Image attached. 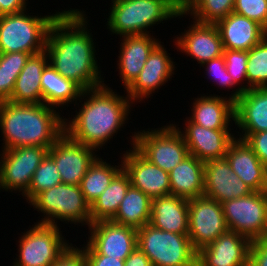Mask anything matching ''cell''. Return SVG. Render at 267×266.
Returning a JSON list of instances; mask_svg holds the SVG:
<instances>
[{
    "mask_svg": "<svg viewBox=\"0 0 267 266\" xmlns=\"http://www.w3.org/2000/svg\"><path fill=\"white\" fill-rule=\"evenodd\" d=\"M86 16L81 9L60 12L50 25L45 45L49 64L83 91L105 84Z\"/></svg>",
    "mask_w": 267,
    "mask_h": 266,
    "instance_id": "6da1fadb",
    "label": "cell"
},
{
    "mask_svg": "<svg viewBox=\"0 0 267 266\" xmlns=\"http://www.w3.org/2000/svg\"><path fill=\"white\" fill-rule=\"evenodd\" d=\"M125 96L118 95L106 84L82 91L86 101L72 120L65 117V133L72 140L99 151L128 123L134 103Z\"/></svg>",
    "mask_w": 267,
    "mask_h": 266,
    "instance_id": "7a4b0ae2",
    "label": "cell"
},
{
    "mask_svg": "<svg viewBox=\"0 0 267 266\" xmlns=\"http://www.w3.org/2000/svg\"><path fill=\"white\" fill-rule=\"evenodd\" d=\"M55 107L40 104L0 102L2 150L38 146L48 150L65 133L64 120Z\"/></svg>",
    "mask_w": 267,
    "mask_h": 266,
    "instance_id": "3957f363",
    "label": "cell"
},
{
    "mask_svg": "<svg viewBox=\"0 0 267 266\" xmlns=\"http://www.w3.org/2000/svg\"><path fill=\"white\" fill-rule=\"evenodd\" d=\"M111 1L106 25L111 34L120 37L150 34L147 30L151 26L185 15L174 0Z\"/></svg>",
    "mask_w": 267,
    "mask_h": 266,
    "instance_id": "277c9868",
    "label": "cell"
},
{
    "mask_svg": "<svg viewBox=\"0 0 267 266\" xmlns=\"http://www.w3.org/2000/svg\"><path fill=\"white\" fill-rule=\"evenodd\" d=\"M27 12L0 16V53L34 55L45 50L50 25L60 12L44 16H32Z\"/></svg>",
    "mask_w": 267,
    "mask_h": 266,
    "instance_id": "5b68a950",
    "label": "cell"
},
{
    "mask_svg": "<svg viewBox=\"0 0 267 266\" xmlns=\"http://www.w3.org/2000/svg\"><path fill=\"white\" fill-rule=\"evenodd\" d=\"M29 204L44 214L36 223L58 225L60 220L88 227L91 224L90 204L85 200L80 185L62 183L53 186L39 193Z\"/></svg>",
    "mask_w": 267,
    "mask_h": 266,
    "instance_id": "8992f818",
    "label": "cell"
},
{
    "mask_svg": "<svg viewBox=\"0 0 267 266\" xmlns=\"http://www.w3.org/2000/svg\"><path fill=\"white\" fill-rule=\"evenodd\" d=\"M137 247L153 266H197V251L188 234L162 231L147 223L137 230Z\"/></svg>",
    "mask_w": 267,
    "mask_h": 266,
    "instance_id": "52a82bcc",
    "label": "cell"
},
{
    "mask_svg": "<svg viewBox=\"0 0 267 266\" xmlns=\"http://www.w3.org/2000/svg\"><path fill=\"white\" fill-rule=\"evenodd\" d=\"M131 145L149 162L170 172L189 155L185 140L171 123L157 129L134 132Z\"/></svg>",
    "mask_w": 267,
    "mask_h": 266,
    "instance_id": "ba28073f",
    "label": "cell"
},
{
    "mask_svg": "<svg viewBox=\"0 0 267 266\" xmlns=\"http://www.w3.org/2000/svg\"><path fill=\"white\" fill-rule=\"evenodd\" d=\"M34 224L19 237V254L12 266H52L71 244L64 239L59 225Z\"/></svg>",
    "mask_w": 267,
    "mask_h": 266,
    "instance_id": "9c48e42d",
    "label": "cell"
},
{
    "mask_svg": "<svg viewBox=\"0 0 267 266\" xmlns=\"http://www.w3.org/2000/svg\"><path fill=\"white\" fill-rule=\"evenodd\" d=\"M223 214L229 230L251 242L267 239V197L261 191L224 201Z\"/></svg>",
    "mask_w": 267,
    "mask_h": 266,
    "instance_id": "30bf717a",
    "label": "cell"
},
{
    "mask_svg": "<svg viewBox=\"0 0 267 266\" xmlns=\"http://www.w3.org/2000/svg\"><path fill=\"white\" fill-rule=\"evenodd\" d=\"M0 152V190L19 191L23 195L29 188L35 170L48 154V149L23 146Z\"/></svg>",
    "mask_w": 267,
    "mask_h": 266,
    "instance_id": "8fae6325",
    "label": "cell"
},
{
    "mask_svg": "<svg viewBox=\"0 0 267 266\" xmlns=\"http://www.w3.org/2000/svg\"><path fill=\"white\" fill-rule=\"evenodd\" d=\"M227 230L221 203L205 196L188 200V236L197 252Z\"/></svg>",
    "mask_w": 267,
    "mask_h": 266,
    "instance_id": "7c38bea8",
    "label": "cell"
},
{
    "mask_svg": "<svg viewBox=\"0 0 267 266\" xmlns=\"http://www.w3.org/2000/svg\"><path fill=\"white\" fill-rule=\"evenodd\" d=\"M88 240L82 247L85 254H101L125 260L137 247V230L112 221L89 225Z\"/></svg>",
    "mask_w": 267,
    "mask_h": 266,
    "instance_id": "4fadbf2b",
    "label": "cell"
},
{
    "mask_svg": "<svg viewBox=\"0 0 267 266\" xmlns=\"http://www.w3.org/2000/svg\"><path fill=\"white\" fill-rule=\"evenodd\" d=\"M96 150L72 140L64 133L48 150L54 160L62 183L80 185L89 166L97 158Z\"/></svg>",
    "mask_w": 267,
    "mask_h": 266,
    "instance_id": "5bb4252c",
    "label": "cell"
},
{
    "mask_svg": "<svg viewBox=\"0 0 267 266\" xmlns=\"http://www.w3.org/2000/svg\"><path fill=\"white\" fill-rule=\"evenodd\" d=\"M167 52L160 42L148 56L139 76L125 90L133 103L151 97L155 90H160L172 78L177 64H174Z\"/></svg>",
    "mask_w": 267,
    "mask_h": 266,
    "instance_id": "9a60e30c",
    "label": "cell"
},
{
    "mask_svg": "<svg viewBox=\"0 0 267 266\" xmlns=\"http://www.w3.org/2000/svg\"><path fill=\"white\" fill-rule=\"evenodd\" d=\"M184 131L173 124L182 134L189 154L202 162L225 158L230 143L236 138L231 129H209L185 118ZM231 132V133H230Z\"/></svg>",
    "mask_w": 267,
    "mask_h": 266,
    "instance_id": "2e32d148",
    "label": "cell"
},
{
    "mask_svg": "<svg viewBox=\"0 0 267 266\" xmlns=\"http://www.w3.org/2000/svg\"><path fill=\"white\" fill-rule=\"evenodd\" d=\"M131 149L124 151L120 158L131 185L151 199L170 195L169 172L149 162L133 146Z\"/></svg>",
    "mask_w": 267,
    "mask_h": 266,
    "instance_id": "e0dca14e",
    "label": "cell"
},
{
    "mask_svg": "<svg viewBox=\"0 0 267 266\" xmlns=\"http://www.w3.org/2000/svg\"><path fill=\"white\" fill-rule=\"evenodd\" d=\"M251 241L232 230L197 252V266H249Z\"/></svg>",
    "mask_w": 267,
    "mask_h": 266,
    "instance_id": "ac0fdd59",
    "label": "cell"
},
{
    "mask_svg": "<svg viewBox=\"0 0 267 266\" xmlns=\"http://www.w3.org/2000/svg\"><path fill=\"white\" fill-rule=\"evenodd\" d=\"M192 23L187 27L189 29L174 39L176 49L197 60L200 66L223 55V43L216 24H205L195 20Z\"/></svg>",
    "mask_w": 267,
    "mask_h": 266,
    "instance_id": "d6986e66",
    "label": "cell"
},
{
    "mask_svg": "<svg viewBox=\"0 0 267 266\" xmlns=\"http://www.w3.org/2000/svg\"><path fill=\"white\" fill-rule=\"evenodd\" d=\"M252 190L231 169L226 158L204 163V196L223 203L249 195Z\"/></svg>",
    "mask_w": 267,
    "mask_h": 266,
    "instance_id": "ffe728a7",
    "label": "cell"
},
{
    "mask_svg": "<svg viewBox=\"0 0 267 266\" xmlns=\"http://www.w3.org/2000/svg\"><path fill=\"white\" fill-rule=\"evenodd\" d=\"M117 66L126 90L139 76L148 56L160 43L153 35L122 36Z\"/></svg>",
    "mask_w": 267,
    "mask_h": 266,
    "instance_id": "44dd1931",
    "label": "cell"
},
{
    "mask_svg": "<svg viewBox=\"0 0 267 266\" xmlns=\"http://www.w3.org/2000/svg\"><path fill=\"white\" fill-rule=\"evenodd\" d=\"M216 26L224 50L249 51L267 36V30L259 23L234 12Z\"/></svg>",
    "mask_w": 267,
    "mask_h": 266,
    "instance_id": "7402d4cb",
    "label": "cell"
},
{
    "mask_svg": "<svg viewBox=\"0 0 267 266\" xmlns=\"http://www.w3.org/2000/svg\"><path fill=\"white\" fill-rule=\"evenodd\" d=\"M235 125L240 134L267 131V88H251L235 101Z\"/></svg>",
    "mask_w": 267,
    "mask_h": 266,
    "instance_id": "603a6c76",
    "label": "cell"
},
{
    "mask_svg": "<svg viewBox=\"0 0 267 266\" xmlns=\"http://www.w3.org/2000/svg\"><path fill=\"white\" fill-rule=\"evenodd\" d=\"M203 95L194 99L192 114L188 118L204 128L231 129L230 123L235 122V102L226 96Z\"/></svg>",
    "mask_w": 267,
    "mask_h": 266,
    "instance_id": "cb8c5ba5",
    "label": "cell"
},
{
    "mask_svg": "<svg viewBox=\"0 0 267 266\" xmlns=\"http://www.w3.org/2000/svg\"><path fill=\"white\" fill-rule=\"evenodd\" d=\"M149 224L176 234H188V200L175 195L152 198Z\"/></svg>",
    "mask_w": 267,
    "mask_h": 266,
    "instance_id": "d4e9b609",
    "label": "cell"
},
{
    "mask_svg": "<svg viewBox=\"0 0 267 266\" xmlns=\"http://www.w3.org/2000/svg\"><path fill=\"white\" fill-rule=\"evenodd\" d=\"M231 169L252 190L262 191L265 165L245 140L235 138L225 155Z\"/></svg>",
    "mask_w": 267,
    "mask_h": 266,
    "instance_id": "484cf974",
    "label": "cell"
},
{
    "mask_svg": "<svg viewBox=\"0 0 267 266\" xmlns=\"http://www.w3.org/2000/svg\"><path fill=\"white\" fill-rule=\"evenodd\" d=\"M49 64L47 52L30 55L22 71L18 75L8 101L18 104L42 103L41 76Z\"/></svg>",
    "mask_w": 267,
    "mask_h": 266,
    "instance_id": "4316f807",
    "label": "cell"
},
{
    "mask_svg": "<svg viewBox=\"0 0 267 266\" xmlns=\"http://www.w3.org/2000/svg\"><path fill=\"white\" fill-rule=\"evenodd\" d=\"M170 195L187 200L204 196V162L189 154L169 172Z\"/></svg>",
    "mask_w": 267,
    "mask_h": 266,
    "instance_id": "83f0119b",
    "label": "cell"
},
{
    "mask_svg": "<svg viewBox=\"0 0 267 266\" xmlns=\"http://www.w3.org/2000/svg\"><path fill=\"white\" fill-rule=\"evenodd\" d=\"M42 103L55 107L64 108L67 104L75 102L74 106L82 100V89L73 81L64 78L50 64L42 72L41 76ZM81 99V100H80Z\"/></svg>",
    "mask_w": 267,
    "mask_h": 266,
    "instance_id": "f1b7e54d",
    "label": "cell"
},
{
    "mask_svg": "<svg viewBox=\"0 0 267 266\" xmlns=\"http://www.w3.org/2000/svg\"><path fill=\"white\" fill-rule=\"evenodd\" d=\"M151 200L148 195L130 185L116 215L110 221L140 229L150 221Z\"/></svg>",
    "mask_w": 267,
    "mask_h": 266,
    "instance_id": "f546056e",
    "label": "cell"
},
{
    "mask_svg": "<svg viewBox=\"0 0 267 266\" xmlns=\"http://www.w3.org/2000/svg\"><path fill=\"white\" fill-rule=\"evenodd\" d=\"M130 185V177L123 169L90 205L91 224L98 221H110L116 215Z\"/></svg>",
    "mask_w": 267,
    "mask_h": 266,
    "instance_id": "4dcf8cb0",
    "label": "cell"
},
{
    "mask_svg": "<svg viewBox=\"0 0 267 266\" xmlns=\"http://www.w3.org/2000/svg\"><path fill=\"white\" fill-rule=\"evenodd\" d=\"M98 156L89 166L85 176L80 183L81 191L85 200L91 205L104 190L110 185L112 180L123 170V163L112 165Z\"/></svg>",
    "mask_w": 267,
    "mask_h": 266,
    "instance_id": "1f68e13d",
    "label": "cell"
},
{
    "mask_svg": "<svg viewBox=\"0 0 267 266\" xmlns=\"http://www.w3.org/2000/svg\"><path fill=\"white\" fill-rule=\"evenodd\" d=\"M235 0H191L182 10L193 20L217 24L233 12Z\"/></svg>",
    "mask_w": 267,
    "mask_h": 266,
    "instance_id": "d6a6232c",
    "label": "cell"
},
{
    "mask_svg": "<svg viewBox=\"0 0 267 266\" xmlns=\"http://www.w3.org/2000/svg\"><path fill=\"white\" fill-rule=\"evenodd\" d=\"M29 57L23 52L0 53V102L11 98L15 81Z\"/></svg>",
    "mask_w": 267,
    "mask_h": 266,
    "instance_id": "836d02e7",
    "label": "cell"
},
{
    "mask_svg": "<svg viewBox=\"0 0 267 266\" xmlns=\"http://www.w3.org/2000/svg\"><path fill=\"white\" fill-rule=\"evenodd\" d=\"M62 184L54 160L47 154L35 170L28 190L22 195L30 203L39 193Z\"/></svg>",
    "mask_w": 267,
    "mask_h": 266,
    "instance_id": "e575fe53",
    "label": "cell"
},
{
    "mask_svg": "<svg viewBox=\"0 0 267 266\" xmlns=\"http://www.w3.org/2000/svg\"><path fill=\"white\" fill-rule=\"evenodd\" d=\"M246 73L252 88H267V36L248 51Z\"/></svg>",
    "mask_w": 267,
    "mask_h": 266,
    "instance_id": "d590c367",
    "label": "cell"
},
{
    "mask_svg": "<svg viewBox=\"0 0 267 266\" xmlns=\"http://www.w3.org/2000/svg\"><path fill=\"white\" fill-rule=\"evenodd\" d=\"M223 56L225 59L228 74L231 75L234 84L236 86L239 85V87L236 90L231 91L233 93L228 96L235 102L243 92L249 91L252 88L247 83L246 67L248 60V51L224 50ZM244 81H246L245 83L247 85H243L245 84Z\"/></svg>",
    "mask_w": 267,
    "mask_h": 266,
    "instance_id": "8d00e7d4",
    "label": "cell"
},
{
    "mask_svg": "<svg viewBox=\"0 0 267 266\" xmlns=\"http://www.w3.org/2000/svg\"><path fill=\"white\" fill-rule=\"evenodd\" d=\"M233 12L256 21L267 30V0H235Z\"/></svg>",
    "mask_w": 267,
    "mask_h": 266,
    "instance_id": "74e56055",
    "label": "cell"
},
{
    "mask_svg": "<svg viewBox=\"0 0 267 266\" xmlns=\"http://www.w3.org/2000/svg\"><path fill=\"white\" fill-rule=\"evenodd\" d=\"M204 66L206 67L205 73L209 76L207 78L212 79L213 82L216 80L215 84H218L221 88L224 87V89L235 88L236 85L234 84L231 75L228 74L223 55L201 65L203 68Z\"/></svg>",
    "mask_w": 267,
    "mask_h": 266,
    "instance_id": "f35d334b",
    "label": "cell"
},
{
    "mask_svg": "<svg viewBox=\"0 0 267 266\" xmlns=\"http://www.w3.org/2000/svg\"><path fill=\"white\" fill-rule=\"evenodd\" d=\"M240 139L245 140L252 148L259 160L267 166V131L253 134H240Z\"/></svg>",
    "mask_w": 267,
    "mask_h": 266,
    "instance_id": "ab89813d",
    "label": "cell"
},
{
    "mask_svg": "<svg viewBox=\"0 0 267 266\" xmlns=\"http://www.w3.org/2000/svg\"><path fill=\"white\" fill-rule=\"evenodd\" d=\"M74 246L71 243L52 266H86L84 249Z\"/></svg>",
    "mask_w": 267,
    "mask_h": 266,
    "instance_id": "60d3db41",
    "label": "cell"
},
{
    "mask_svg": "<svg viewBox=\"0 0 267 266\" xmlns=\"http://www.w3.org/2000/svg\"><path fill=\"white\" fill-rule=\"evenodd\" d=\"M249 266H267V239L251 242Z\"/></svg>",
    "mask_w": 267,
    "mask_h": 266,
    "instance_id": "b9f144b4",
    "label": "cell"
},
{
    "mask_svg": "<svg viewBox=\"0 0 267 266\" xmlns=\"http://www.w3.org/2000/svg\"><path fill=\"white\" fill-rule=\"evenodd\" d=\"M86 266H124L125 260H119L101 254H85Z\"/></svg>",
    "mask_w": 267,
    "mask_h": 266,
    "instance_id": "7bdbcfd3",
    "label": "cell"
},
{
    "mask_svg": "<svg viewBox=\"0 0 267 266\" xmlns=\"http://www.w3.org/2000/svg\"><path fill=\"white\" fill-rule=\"evenodd\" d=\"M28 0H0V16L27 10Z\"/></svg>",
    "mask_w": 267,
    "mask_h": 266,
    "instance_id": "ee69618b",
    "label": "cell"
},
{
    "mask_svg": "<svg viewBox=\"0 0 267 266\" xmlns=\"http://www.w3.org/2000/svg\"><path fill=\"white\" fill-rule=\"evenodd\" d=\"M124 266H153L149 258L138 248L125 259Z\"/></svg>",
    "mask_w": 267,
    "mask_h": 266,
    "instance_id": "f6af8a7d",
    "label": "cell"
},
{
    "mask_svg": "<svg viewBox=\"0 0 267 266\" xmlns=\"http://www.w3.org/2000/svg\"><path fill=\"white\" fill-rule=\"evenodd\" d=\"M261 192L267 197V166L265 167V170H264V182H263Z\"/></svg>",
    "mask_w": 267,
    "mask_h": 266,
    "instance_id": "bcb514c9",
    "label": "cell"
},
{
    "mask_svg": "<svg viewBox=\"0 0 267 266\" xmlns=\"http://www.w3.org/2000/svg\"><path fill=\"white\" fill-rule=\"evenodd\" d=\"M175 3L183 9L191 0H174Z\"/></svg>",
    "mask_w": 267,
    "mask_h": 266,
    "instance_id": "7dc6e473",
    "label": "cell"
}]
</instances>
